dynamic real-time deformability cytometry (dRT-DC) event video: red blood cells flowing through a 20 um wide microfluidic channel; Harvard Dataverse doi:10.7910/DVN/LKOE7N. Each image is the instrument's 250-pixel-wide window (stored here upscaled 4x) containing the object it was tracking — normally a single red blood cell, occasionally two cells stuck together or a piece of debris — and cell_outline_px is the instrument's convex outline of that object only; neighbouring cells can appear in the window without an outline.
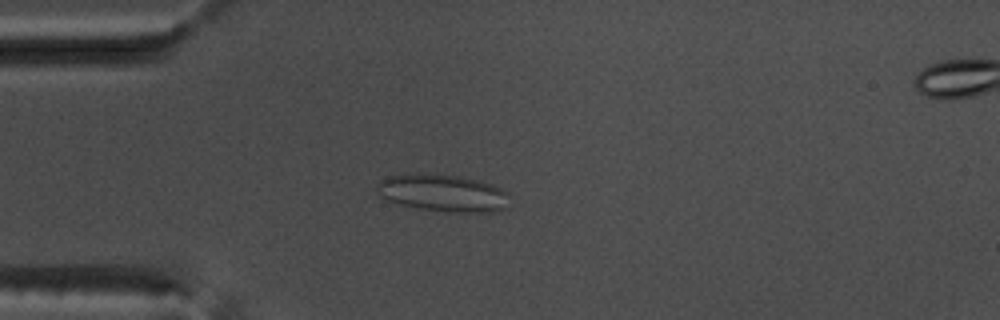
{"species": "common noctule bat (a hibernating species)", "species_latin": "Nyctalus noctula", "temperature_condition": "warm", "stored_images_in_passage": 54, "camera_frame_rate_fps": 3000, "um_per_image_px": 0.085, "animal": {"sex": "male", "body_mass_g": 17.5, "forearm_length_mm": 52.3}, "frame": {"image": 1, "passage_image": 15, "time_ms": 4.667, "image_size_px": [1000, 320], "cell_outline_px": [[508, 192], [504, 208], [496, 212], [444, 212], [420, 208], [400, 204], [384, 200], [376, 192], [376, 188], [380, 180], [388, 176], [460, 176], [492, 184]], "centroid_in_image_um": [37.64, 16.45], "position_along_channel_um": 47.4, "area_um2": 27.92}}
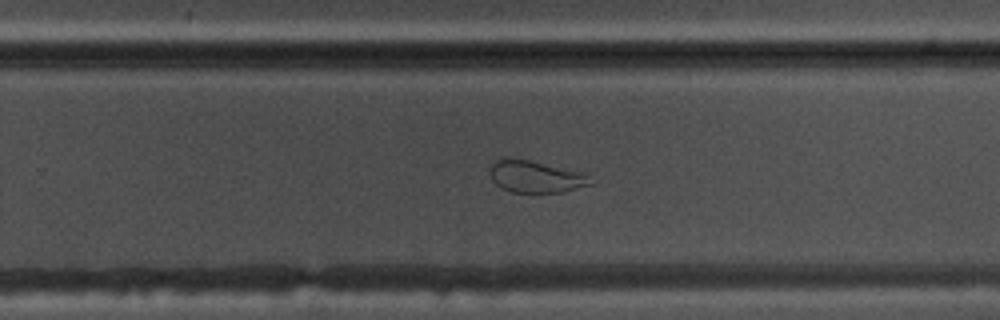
{"frame": {"image": 2, "passage_image": 35, "time_ms": 11.333, "image_size_px": [1000, 320], "cell_outline_px": [[596, 184], [564, 192], [512, 192], [500, 188], [492, 180], [492, 164], [500, 156], [512, 156], [588, 172]], "centroid_in_image_um": [45.63, 14.98], "position_along_channel_um": 284.2, "area_um2": 19.59}}
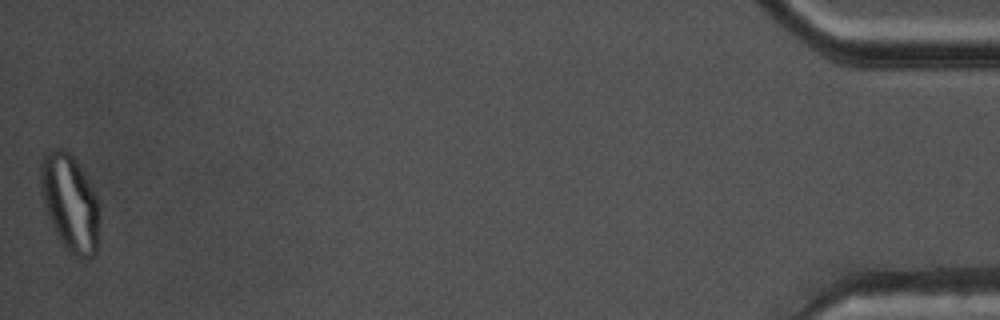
{"frame": {"image": 3, "passage_image": 54, "time_ms": 17.667, "image_size_px": [1000, 320], "cell_outline_px": [[96, 252], [92, 256], [80, 256], [68, 252], [56, 232], [48, 216], [44, 204], [40, 176], [40, 164], [44, 152], [56, 148], [64, 148], [72, 156], [96, 196]], "centroid_in_image_um": [5.88, 17.17], "position_along_channel_um": 429.3, "area_um2": 31.62}}